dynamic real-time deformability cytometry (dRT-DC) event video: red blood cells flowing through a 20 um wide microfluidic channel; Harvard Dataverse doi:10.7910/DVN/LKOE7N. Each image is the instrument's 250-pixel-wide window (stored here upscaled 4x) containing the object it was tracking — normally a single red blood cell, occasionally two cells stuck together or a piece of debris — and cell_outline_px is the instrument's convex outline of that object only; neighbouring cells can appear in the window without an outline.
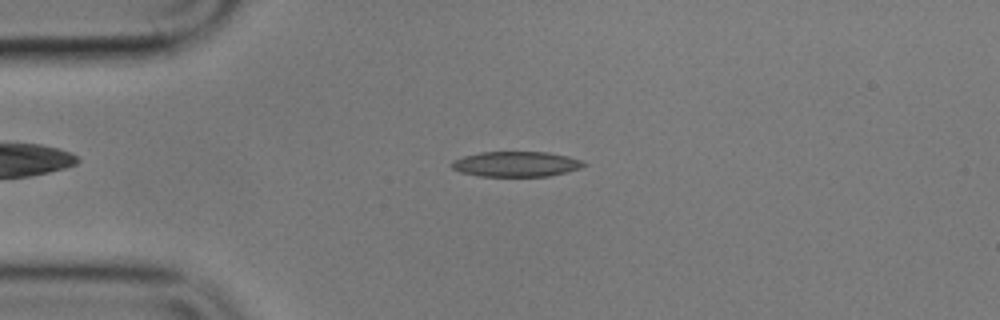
{"species": "common noctule bat (a hibernating species)", "species_latin": "Nyctalus noctula", "temperature_condition": "cold", "stored_images_in_passage": 5, "camera_frame_rate_fps": 3000, "um_per_image_px": 0.085, "animal": {"sex": "male", "body_mass_g": 17.9}, "frame": {"image": 1, "passage_image": 3, "time_ms": 2.333, "image_size_px": [1000, 320], "cell_outline_px": [[588, 164], [580, 168], [548, 176], [480, 176], [460, 172], [452, 168], [452, 160], [464, 156], [480, 152], [548, 152], [568, 156], [580, 160]], "centroid_in_image_um": [43.86, 13.94], "position_along_channel_um": 41.1, "area_um2": 19.31}}
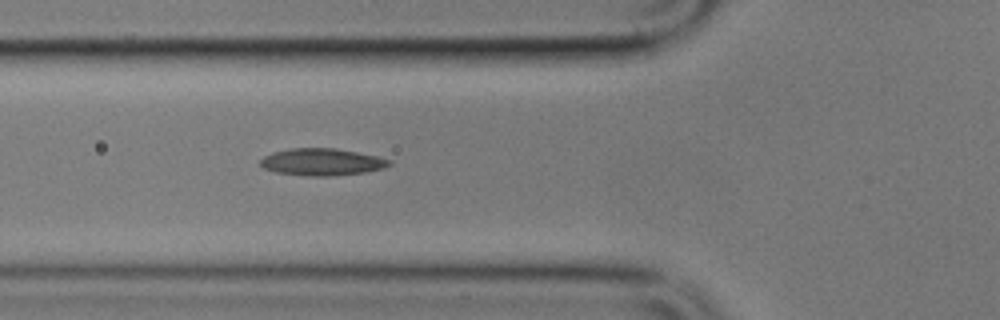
{"frame": {"image": 2, "passage_image": 5, "time_ms": 4.667, "image_size_px": [1000, 320], "cell_outline_px": [[392, 164], [384, 168], [364, 172], [336, 176], [312, 176], [276, 172], [264, 168], [260, 164], [260, 160], [264, 156], [272, 152], [292, 148], [336, 148], [376, 156], [392, 160]], "centroid_in_image_um": [27.38, 13.77], "position_along_channel_um": 98.4, "area_um2": 20.29}}